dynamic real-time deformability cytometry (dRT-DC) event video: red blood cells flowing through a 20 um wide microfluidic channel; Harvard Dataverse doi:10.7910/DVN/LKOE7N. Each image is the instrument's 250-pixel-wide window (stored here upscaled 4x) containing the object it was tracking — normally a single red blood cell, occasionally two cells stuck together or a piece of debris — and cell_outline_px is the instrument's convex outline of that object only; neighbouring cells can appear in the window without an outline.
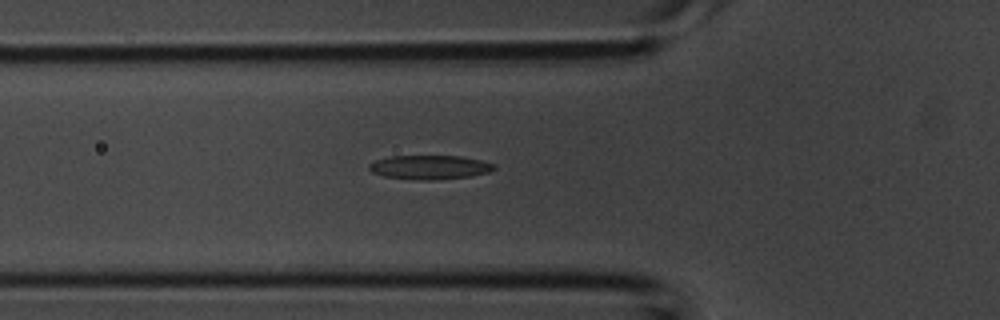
{"species": "common noctule bat (a hibernating species)", "species_latin": "Nyctalus noctula", "temperature_condition": "room temperature", "stored_images_in_passage": 35, "camera_frame_rate_fps": 3000, "um_per_image_px": 0.085, "animal": {"sex": "male", "body_mass_g": 20.1, "forearm_length_mm": 53.5}, "frame": {"image": 1, "passage_image": 8, "time_ms": 2.333, "image_size_px": [1000, 320], "cell_outline_px": [[496, 168], [488, 172], [472, 176], [436, 180], [416, 180], [384, 176], [372, 172], [368, 168], [368, 164], [376, 160], [388, 156], [460, 156], [480, 160], [496, 164]], "centroid_in_image_um": [36.52, 14.22], "position_along_channel_um": 89.3, "area_um2": 17.63}}
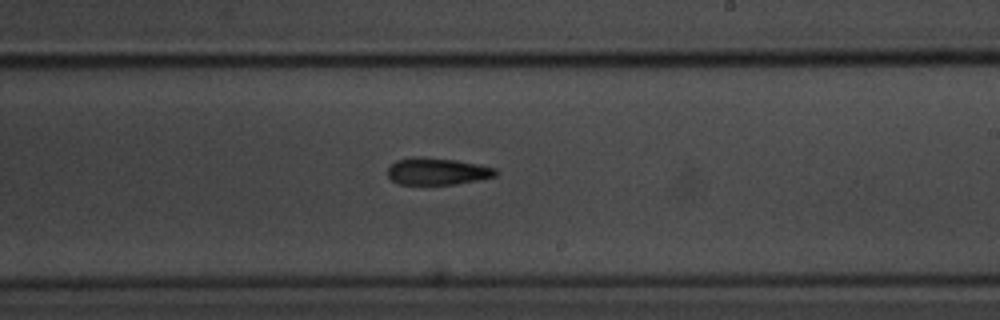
{"frame": {"image": 2, "passage_image": 18, "time_ms": 5.667, "image_size_px": [1000, 320], "cell_outline_px": [[496, 176], [456, 184], [400, 184], [392, 180], [388, 176], [388, 168], [396, 160], [412, 156], [424, 156], [456, 160], [496, 168]], "centroid_in_image_um": [37.13, 14.55], "position_along_channel_um": 251.9, "area_um2": 16.94}}
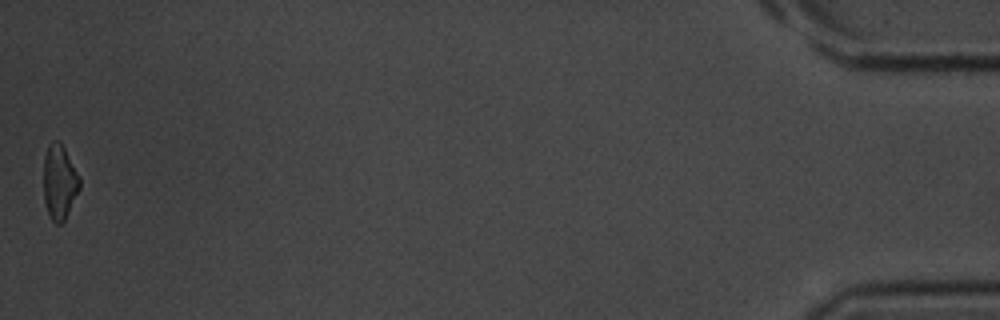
{"frame": {"image": 3, "passage_image": 35, "time_ms": 11.333, "image_size_px": [1000, 320], "cell_outline_px": [[80, 188], [64, 220], [60, 224], [56, 224], [52, 220], [48, 212], [44, 200], [44, 156], [48, 144], [52, 140], [60, 140], [80, 176]], "centroid_in_image_um": [5.05, 15.42], "position_along_channel_um": 430.1, "area_um2": 15.72}}